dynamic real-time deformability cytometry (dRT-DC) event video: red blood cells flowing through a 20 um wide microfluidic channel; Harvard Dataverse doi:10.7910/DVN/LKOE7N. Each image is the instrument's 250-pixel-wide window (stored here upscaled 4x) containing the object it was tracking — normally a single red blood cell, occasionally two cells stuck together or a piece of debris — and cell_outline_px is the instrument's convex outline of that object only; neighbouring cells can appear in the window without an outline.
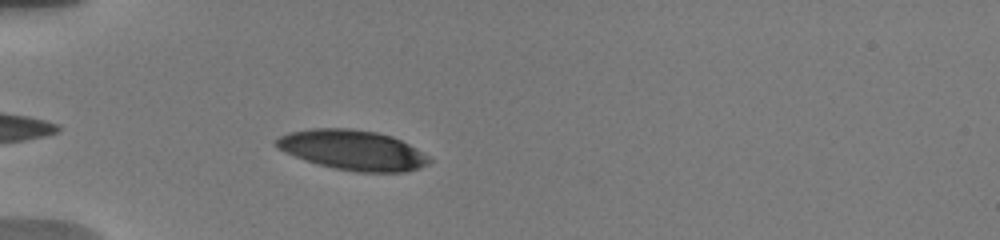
{"species": "human", "species_latin": "Homo sapiens", "temperature_condition": "warm", "stored_images_in_passage": 5, "camera_frame_rate_fps": 3000, "um_per_image_px": 0.085, "donor": {"sex": "male"}, "frame": {"image": 1, "passage_image": 4, "time_ms": 3.667, "image_size_px": [1000, 240], "cell_outline_px": [[432, 160], [428, 164], [420, 168], [404, 172], [356, 172], [332, 168], [296, 156], [276, 148], [276, 140], [280, 136], [288, 132], [312, 128], [352, 128], [376, 132], [392, 136], [408, 144]], "centroid_in_image_um": [29.97, 12.75], "position_along_channel_um": 55.0, "area_um2": 35.32}}